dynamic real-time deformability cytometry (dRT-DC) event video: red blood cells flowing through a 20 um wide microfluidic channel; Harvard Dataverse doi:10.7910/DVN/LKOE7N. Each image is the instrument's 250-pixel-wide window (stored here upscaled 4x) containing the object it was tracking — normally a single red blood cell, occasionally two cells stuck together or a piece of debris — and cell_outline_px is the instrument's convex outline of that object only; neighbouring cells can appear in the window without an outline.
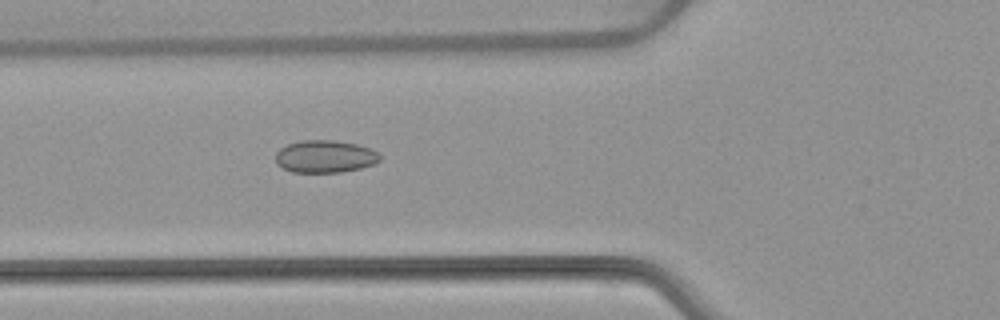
{"species": "common noctule bat (a hibernating species)", "species_latin": "Nyctalus noctula", "temperature_condition": "warm", "stored_images_in_passage": 53, "camera_frame_rate_fps": 3000, "um_per_image_px": 0.085, "animal": {"sex": "female", "body_mass_g": 22.7, "forearm_length_mm": 54.2}, "frame": {"image": 1, "passage_image": 20, "time_ms": 6.333, "image_size_px": [1000, 320], "cell_outline_px": [[380, 160], [376, 164], [360, 168], [340, 172], [292, 172], [276, 164], [276, 152], [280, 148], [288, 144], [300, 140], [332, 140], [356, 144], [372, 148], [380, 156]], "centroid_in_image_um": [27.63, 13.3], "position_along_channel_um": 98.2, "area_um2": 19.77}}
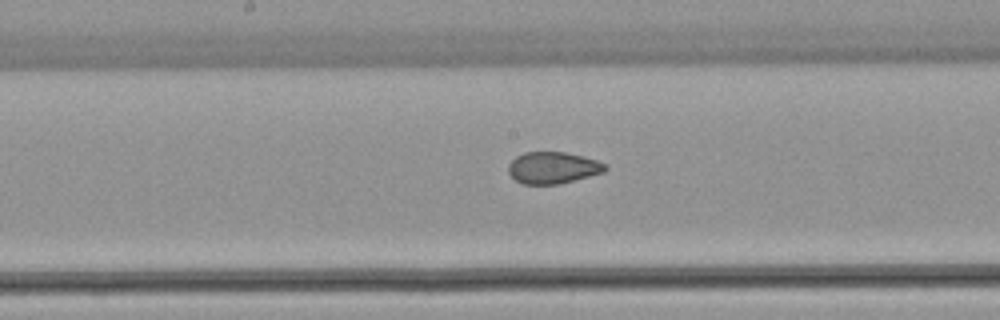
{"frame": {"image": 2, "passage_image": 28, "time_ms": 9.0, "image_size_px": [1000, 320], "cell_outline_px": [[608, 168], [604, 172], [560, 184], [524, 184], [516, 180], [508, 172], [508, 164], [516, 156], [524, 152], [564, 152], [584, 156], [608, 164]], "centroid_in_image_um": [47.01, 14.25], "position_along_channel_um": 201.2, "area_um2": 17.98}}
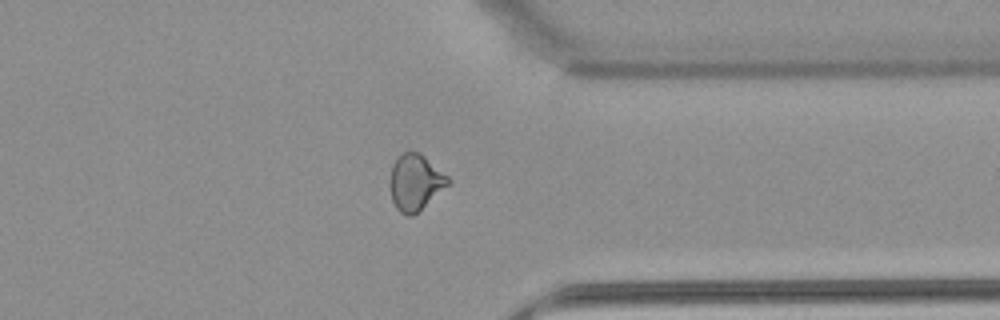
{"frame": {"image": 3, "passage_image": 42, "time_ms": 13.667, "image_size_px": [1000, 320], "cell_outline_px": [[452, 180], [448, 184], [412, 216], [408, 216], [400, 212], [396, 208], [392, 200], [388, 184], [388, 180], [392, 164], [404, 152], [420, 152], [448, 176]], "centroid_in_image_um": [35.26, 15.48], "position_along_channel_um": 376.1, "area_um2": 18.84}, "authors_computed_cell_mechanics": {"area_um2": 19.7676, "velocity_mm_per_s": 3.847, "shape_relaxation_time_tau1_ms": null, "shape_relaxation_time_tau2_ms": 1.4809, "deformation_change_tau1": null, "deformation_change_tau2": 0.0684}}